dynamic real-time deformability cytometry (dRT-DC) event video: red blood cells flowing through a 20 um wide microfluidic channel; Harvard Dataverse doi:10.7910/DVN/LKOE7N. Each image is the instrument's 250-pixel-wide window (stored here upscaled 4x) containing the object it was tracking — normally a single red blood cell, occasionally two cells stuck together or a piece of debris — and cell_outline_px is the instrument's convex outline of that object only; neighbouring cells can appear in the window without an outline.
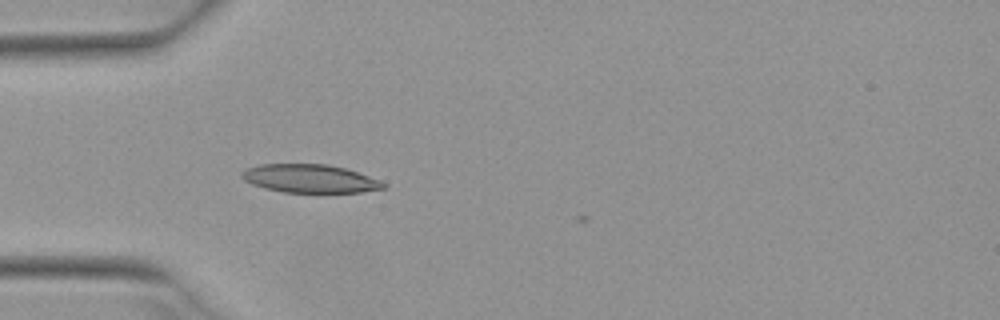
{"species": "Egyptian fruit bat (a non-hibernating species)", "species_latin": "Rousettus aegyptiacus", "temperature_condition": "warm", "stored_images_in_passage": 4, "camera_frame_rate_fps": 3000, "um_per_image_px": 0.085, "animal": {"sex": "female"}, "frame": {"image": 1, "passage_image": 4, "time_ms": 1.0, "image_size_px": [1000, 320], "cell_outline_px": [[388, 184], [384, 188], [360, 192], [284, 192], [264, 188], [252, 184], [244, 180], [240, 176], [240, 172], [244, 168], [260, 164], [328, 164], [344, 168], [380, 180]], "centroid_in_image_um": [26.29, 15.17], "position_along_channel_um": 58.7, "area_um2": 23.35}}